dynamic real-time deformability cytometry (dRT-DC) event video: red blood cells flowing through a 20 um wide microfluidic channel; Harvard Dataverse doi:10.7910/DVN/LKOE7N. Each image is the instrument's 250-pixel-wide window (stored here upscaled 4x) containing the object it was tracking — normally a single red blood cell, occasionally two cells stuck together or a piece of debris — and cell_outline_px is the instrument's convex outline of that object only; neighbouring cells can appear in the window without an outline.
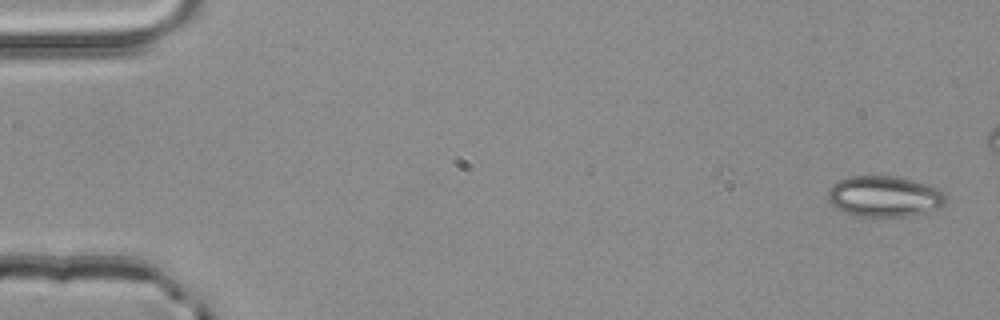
{"species": "common noctule bat (a hibernating species)", "species_latin": "Nyctalus noctula", "temperature_condition": "room temperature", "stored_images_in_passage": 5, "camera_frame_rate_fps": 3000, "um_per_image_px": 0.085, "animal": {"sex": "male", "body_mass_g": 20.4}, "frame": {"image": 1, "passage_image": 1, "time_ms": 0.0, "image_size_px": [1000, 320], "cell_outline_px": [[948, 204], [940, 208], [908, 216], [860, 216], [848, 212], [832, 204], [828, 200], [828, 188], [832, 184], [848, 176], [896, 176], [932, 184], [944, 192]], "centroid_in_image_um": [75.24, 16.67], "position_along_channel_um": 9.8, "area_um2": 28.21}}